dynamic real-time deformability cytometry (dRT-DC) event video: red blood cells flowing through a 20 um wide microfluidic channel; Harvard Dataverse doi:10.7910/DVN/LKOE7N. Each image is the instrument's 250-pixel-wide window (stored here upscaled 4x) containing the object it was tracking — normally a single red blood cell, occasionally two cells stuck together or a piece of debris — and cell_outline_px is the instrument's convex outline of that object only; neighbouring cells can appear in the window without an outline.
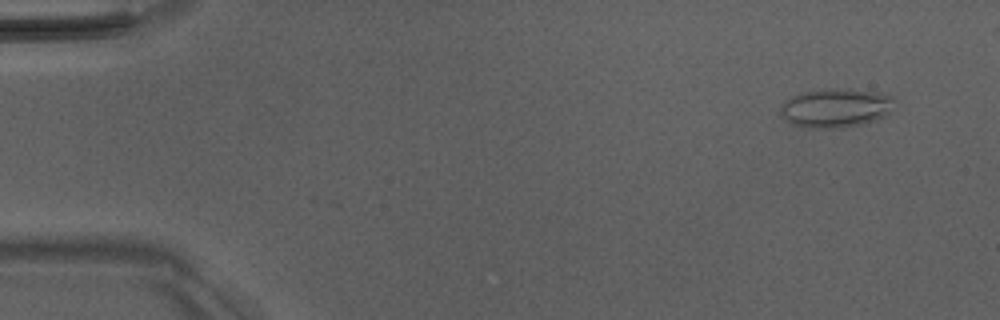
{"species": "Egyptian fruit bat (a non-hibernating species)", "species_latin": "Rousettus aegyptiacus", "temperature_condition": "room temperature", "stored_images_in_passage": 5, "camera_frame_rate_fps": 3000, "um_per_image_px": 0.085, "animal": {"sex": "male"}, "frame": {"image": 1, "passage_image": 2, "time_ms": 1.0, "image_size_px": [1000, 320], "cell_outline_px": [[896, 100], [888, 112], [884, 116], [876, 120], [864, 124], [840, 128], [804, 128], [788, 120], [780, 112], [780, 108], [784, 100], [792, 96], [804, 92], [824, 88], [848, 88], [880, 92], [892, 96]], "centroid_in_image_um": [71.07, 9.15], "position_along_channel_um": 13.9, "area_um2": 26.13}}